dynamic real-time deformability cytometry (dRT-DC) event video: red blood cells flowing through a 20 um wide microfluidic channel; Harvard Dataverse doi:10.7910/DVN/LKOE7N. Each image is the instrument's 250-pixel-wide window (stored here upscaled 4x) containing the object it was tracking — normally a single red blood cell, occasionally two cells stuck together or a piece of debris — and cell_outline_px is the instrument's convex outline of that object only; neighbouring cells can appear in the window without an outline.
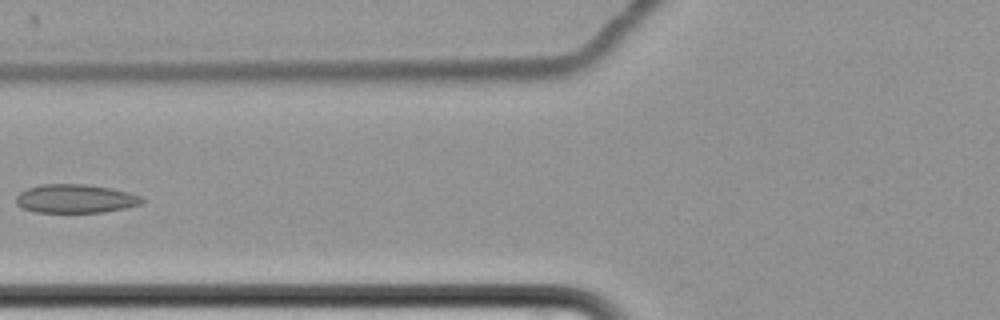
{"species": "common noctule bat (a hibernating species)", "species_latin": "Nyctalus noctula", "temperature_condition": "cold", "stored_images_in_passage": 9, "camera_frame_rate_fps": 3000, "um_per_image_px": 0.085, "animal": {"sex": "female", "body_mass_g": 22.7, "forearm_length_mm": 54.2}, "frame": {"image": 1, "passage_image": 9, "time_ms": 10.0, "image_size_px": [1000, 320], "cell_outline_px": [[144, 200], [140, 204], [124, 208], [104, 212], [36, 212], [20, 208], [16, 204], [16, 196], [20, 192], [28, 188], [40, 184], [88, 184], [112, 188], [128, 192], [140, 196]], "centroid_in_image_um": [6.38, 16.88], "position_along_channel_um": 119.4, "area_um2": 21.1}}